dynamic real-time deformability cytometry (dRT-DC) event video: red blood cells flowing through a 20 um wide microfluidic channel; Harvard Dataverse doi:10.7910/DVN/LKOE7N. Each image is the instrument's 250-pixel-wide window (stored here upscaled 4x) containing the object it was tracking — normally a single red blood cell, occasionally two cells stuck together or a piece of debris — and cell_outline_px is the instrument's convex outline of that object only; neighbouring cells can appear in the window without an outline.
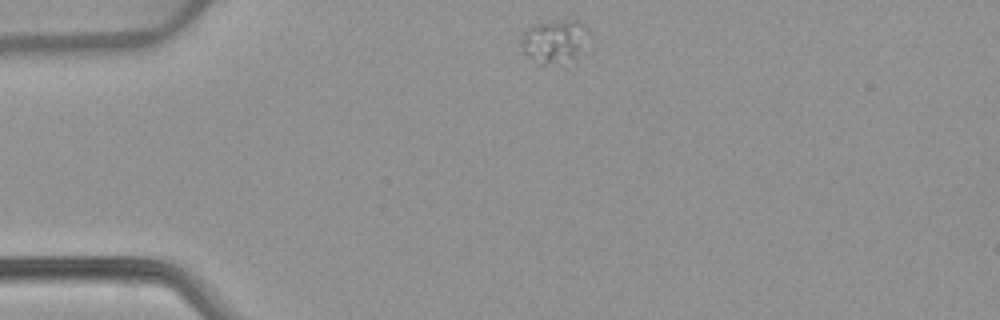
{"species": "common noctule bat (a hibernating species)", "species_latin": "Nyctalus noctula", "temperature_condition": "warm", "stored_images_in_passage": 43, "camera_frame_rate_fps": 3000, "um_per_image_px": 0.085, "animal": {"sex": "female", "body_mass_g": 22.7, "forearm_length_mm": 54.2}, "frame": {"image": 1, "passage_image": 1, "time_ms": 0.0, "image_size_px": [1000, 320], "cell_outline_px": [[588, 28], [572, 56], [564, 68], [540, 64], [524, 56], [520, 52], [520, 40], [524, 28], [536, 24], [564, 16], [580, 20]], "centroid_in_image_um": [46.97, 3.48], "position_along_channel_um": 38.0, "area_um2": 17.63}}
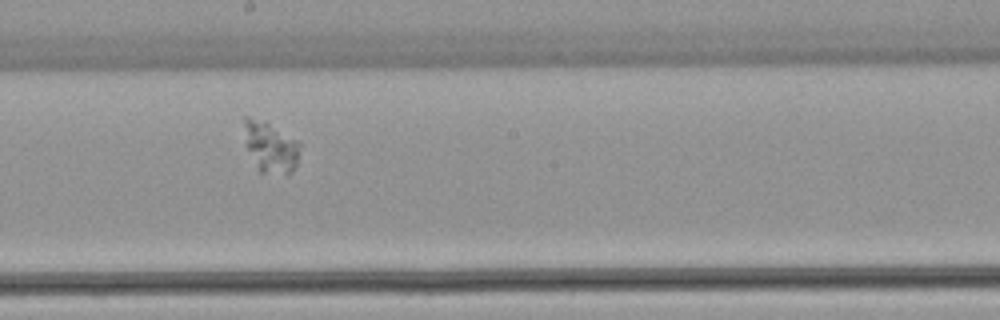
{"frame": {"image": 2, "passage_image": 19, "time_ms": 6.0, "image_size_px": [1000, 320], "cell_outline_px": [[300, 144], [296, 164], [292, 172], [260, 172], [244, 144], [244, 116], [248, 116], [264, 120], [296, 140]], "centroid_in_image_um": [22.94, 12.44], "position_along_channel_um": 225.3, "area_um2": 16.18}}
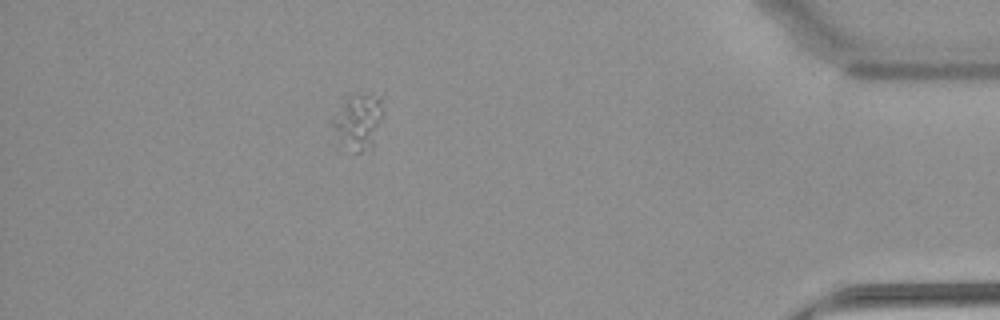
{"frame": {"image": 3, "passage_image": 37, "time_ms": 12.0, "image_size_px": [1000, 320], "cell_outline_px": [[384, 92], [380, 116], [372, 148], [360, 152], [356, 152], [340, 136], [328, 120], [344, 100], [348, 96]], "centroid_in_image_um": [30.47, 10.2], "position_along_channel_um": 404.7, "area_um2": 15.78}}